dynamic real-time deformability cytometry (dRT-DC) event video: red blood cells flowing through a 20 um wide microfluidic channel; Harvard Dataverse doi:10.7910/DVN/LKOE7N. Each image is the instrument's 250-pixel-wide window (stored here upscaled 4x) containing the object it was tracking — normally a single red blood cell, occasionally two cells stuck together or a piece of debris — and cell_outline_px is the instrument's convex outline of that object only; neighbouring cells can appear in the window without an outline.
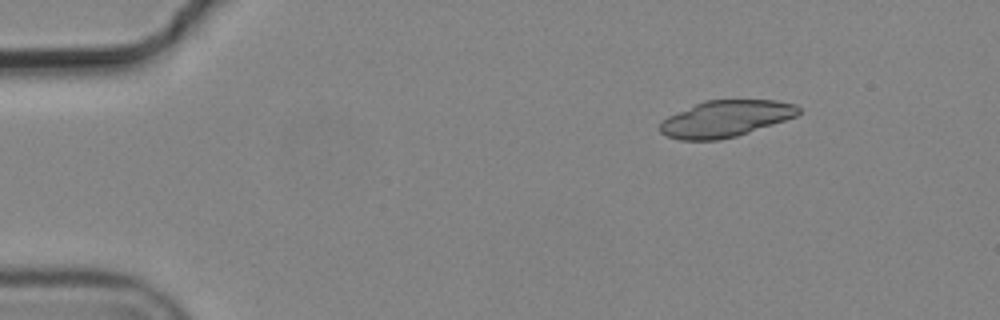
{"species": "common noctule bat (a hibernating species)", "species_latin": "Nyctalus noctula", "temperature_condition": "cold", "stored_images_in_passage": 10, "camera_frame_rate_fps": 3000, "um_per_image_px": 0.085, "animal": {"sex": "male", "body_mass_g": 19.2, "forearm_length_mm": 51.8}, "frame": {"image": 1, "passage_image": 1, "time_ms": 0.0, "image_size_px": [1000, 320], "cell_outline_px": [[800, 112], [796, 116], [736, 136], [720, 140], [680, 140], [668, 136], [660, 132], [660, 124], [668, 116], [704, 100], [776, 100], [796, 104], [800, 108]], "centroid_in_image_um": [61.68, 10.08], "position_along_channel_um": 23.3, "area_um2": 29.19}}
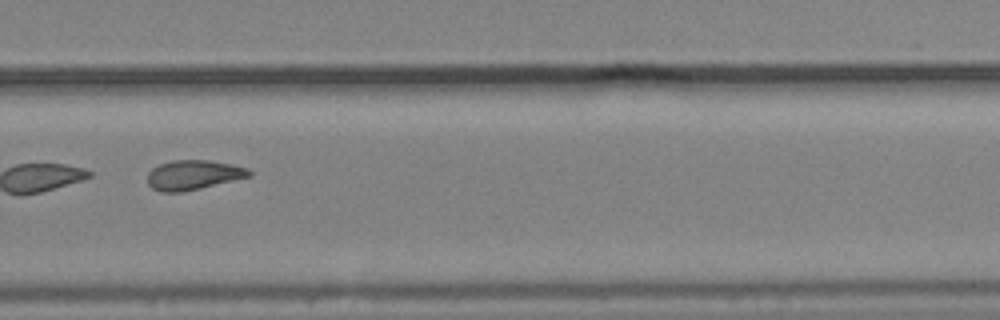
{"frame": {"image": 2, "passage_image": 10, "time_ms": 3.0, "image_size_px": [1000, 320], "cell_outline_px": [[252, 176], [200, 188], [180, 192], [160, 192], [152, 188], [148, 184], [148, 172], [152, 168], [160, 164], [172, 160], [208, 160], [232, 164], [248, 168], [252, 172]], "centroid_in_image_um": [16.44, 14.86], "position_along_channel_um": 313.4, "area_um2": 17.57}}